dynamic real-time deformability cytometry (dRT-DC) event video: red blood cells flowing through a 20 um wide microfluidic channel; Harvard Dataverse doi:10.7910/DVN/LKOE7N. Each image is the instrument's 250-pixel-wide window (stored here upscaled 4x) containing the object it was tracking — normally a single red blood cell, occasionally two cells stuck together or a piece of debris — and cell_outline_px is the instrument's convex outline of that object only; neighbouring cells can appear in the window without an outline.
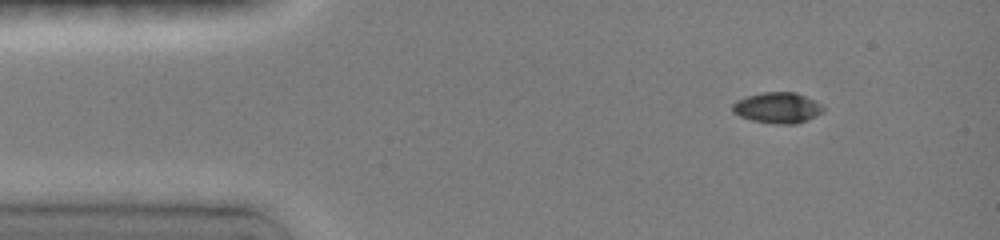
{"species": "common noctule bat (a hibernating species)", "species_latin": "Nyctalus noctula", "temperature_condition": "room temperature", "stored_images_in_passage": 12, "camera_frame_rate_fps": 3000, "um_per_image_px": 0.085, "animal": {"sex": "female", "body_mass_g": 19.0, "forearm_length_mm": 51.5}, "frame": {"image": 1, "passage_image": 1, "time_ms": 0.0, "image_size_px": [1000, 240], "cell_outline_px": [[824, 112], [808, 120], [796, 124], [776, 124], [752, 120], [740, 116], [732, 112], [732, 104], [736, 100], [744, 96], [764, 92], [796, 92], [820, 104], [824, 108]], "centroid_in_image_um": [66.07, 9.16], "position_along_channel_um": 18.9, "area_um2": 16.36}}
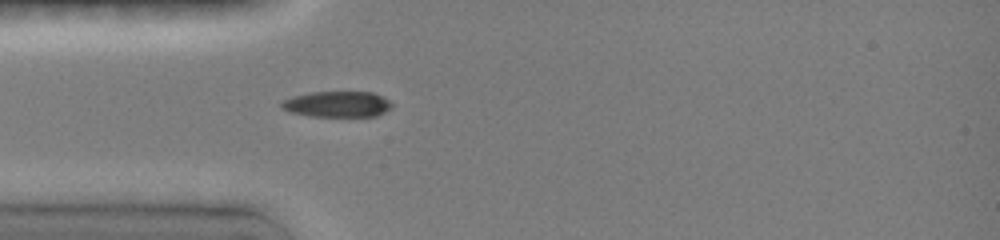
{"frame": {"image": 2, "passage_image": 7, "time_ms": 2.667, "image_size_px": [1000, 240], "cell_outline_px": [[392, 108], [376, 116], [308, 116], [288, 112], [280, 108], [280, 104], [284, 100], [292, 96], [312, 92], [372, 92], [388, 100], [392, 104]], "centroid_in_image_um": [28.62, 8.86], "position_along_channel_um": 56.4, "area_um2": 16.65}}